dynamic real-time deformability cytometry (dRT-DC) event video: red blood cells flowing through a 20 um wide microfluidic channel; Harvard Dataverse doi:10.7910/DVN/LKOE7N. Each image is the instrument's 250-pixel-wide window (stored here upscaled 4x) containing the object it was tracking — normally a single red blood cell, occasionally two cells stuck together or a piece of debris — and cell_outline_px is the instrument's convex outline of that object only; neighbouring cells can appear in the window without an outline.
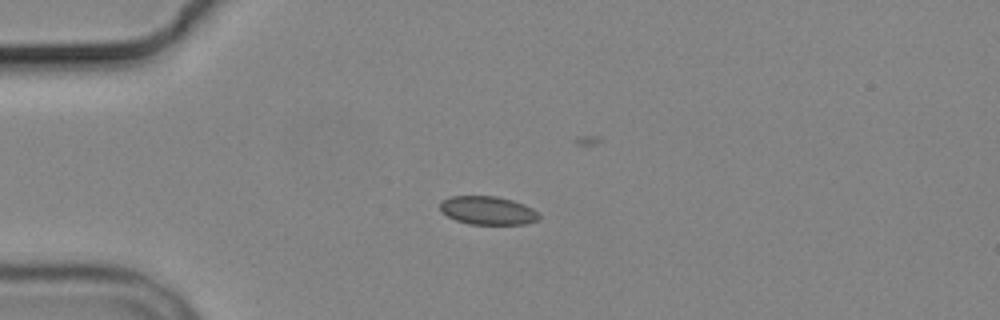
{"species": "common noctule bat (a hibernating species)", "species_latin": "Nyctalus noctula", "temperature_condition": "cold", "stored_images_in_passage": 9, "camera_frame_rate_fps": 3000, "um_per_image_px": 0.085, "animal": {"sex": "male", "body_mass_g": 19.2, "forearm_length_mm": 51.8}, "frame": {"image": 1, "passage_image": 3, "time_ms": 3.333, "image_size_px": [1000, 320], "cell_outline_px": [[540, 216], [536, 220], [524, 224], [468, 224], [456, 220], [440, 212], [440, 200], [448, 196], [496, 196], [512, 200], [524, 204], [532, 208]], "centroid_in_image_um": [41.4, 17.88], "position_along_channel_um": 43.6, "area_um2": 16.42}}
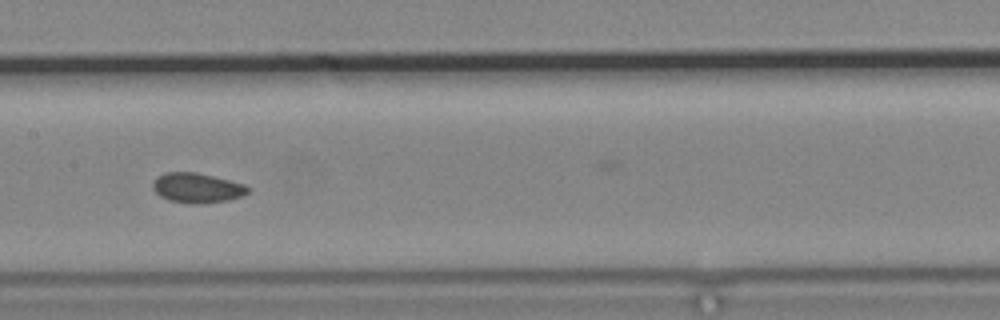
{"frame": {"image": 2, "passage_image": 7, "time_ms": 8.0, "image_size_px": [1000, 320], "cell_outline_px": [[252, 188], [248, 192], [240, 196], [228, 200], [168, 200], [160, 196], [152, 188], [152, 184], [156, 176], [164, 172], [196, 172], [244, 184]], "centroid_in_image_um": [16.71, 15.9], "position_along_channel_um": 190.7, "area_um2": 15.61}}
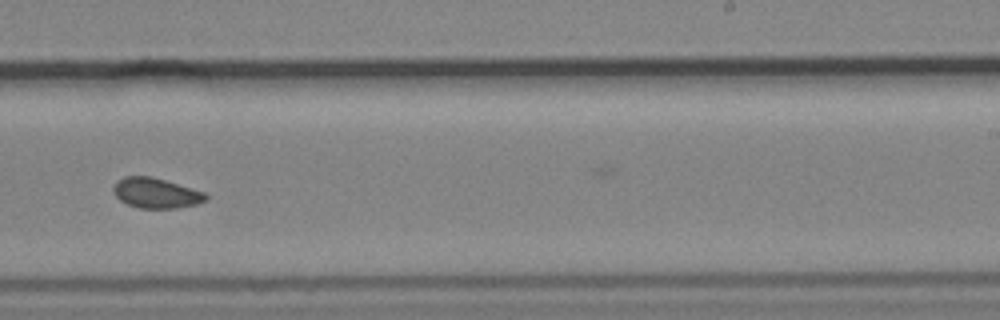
{"frame": {"image": 3, "passage_image": 9, "time_ms": 10.333, "image_size_px": [1000, 320], "cell_outline_px": [[208, 200], [196, 204], [176, 208], [140, 208], [128, 204], [120, 200], [116, 196], [112, 188], [116, 180], [124, 176], [152, 176], [204, 192], [208, 196]], "centroid_in_image_um": [13.24, 16.4], "position_along_channel_um": 275.8, "area_um2": 16.24}}